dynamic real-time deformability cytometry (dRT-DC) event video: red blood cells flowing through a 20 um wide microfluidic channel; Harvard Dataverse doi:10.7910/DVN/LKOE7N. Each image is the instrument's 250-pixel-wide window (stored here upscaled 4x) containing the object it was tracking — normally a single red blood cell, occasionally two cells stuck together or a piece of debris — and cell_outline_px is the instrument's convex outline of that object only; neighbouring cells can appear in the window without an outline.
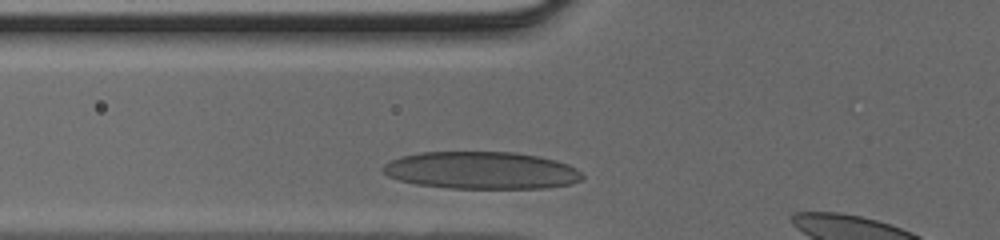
{"species": "human", "species_latin": "Homo sapiens", "temperature_condition": "cold", "stored_images_in_passage": 22, "camera_frame_rate_fps": 3000, "um_per_image_px": 0.085, "donor": {"sex": "male"}, "frame": {"image": 1, "passage_image": 2, "time_ms": 0.333, "image_size_px": [1000, 240], "cell_outline_px": [[584, 176], [580, 180], [572, 184], [548, 188], [448, 188], [416, 184], [400, 180], [388, 176], [380, 168], [384, 164], [400, 156], [420, 152], [516, 152], [556, 160], [568, 164], [576, 168]], "centroid_in_image_um": [40.92, 14.48], "position_along_channel_um": 84.9, "area_um2": 43.52}}
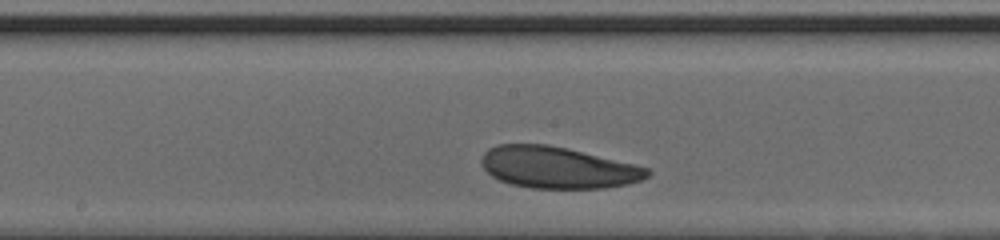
{"frame": {"image": 2, "passage_image": 10, "time_ms": 3.0, "image_size_px": [1000, 240], "cell_outline_px": [[652, 172], [648, 176], [640, 180], [628, 184], [604, 188], [532, 188], [512, 184], [500, 180], [492, 176], [480, 164], [480, 160], [484, 152], [488, 148], [496, 144], [548, 144], [568, 148], [636, 164], [648, 168]], "centroid_in_image_um": [47.41, 14.23], "position_along_channel_um": 200.8, "area_um2": 40.4}}
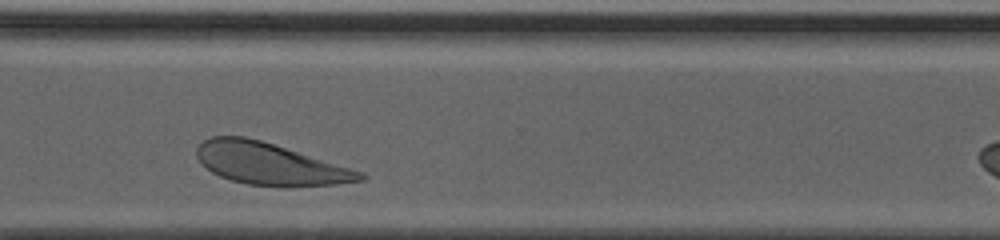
{"frame": {"image": 3, "passage_image": 20, "time_ms": 6.333, "image_size_px": [1000, 240], "cell_outline_px": [[368, 176], [364, 180], [336, 184], [284, 188], [248, 184], [232, 180], [220, 176], [212, 172], [196, 156], [196, 148], [204, 140], [212, 136], [244, 136], [260, 140], [364, 172]], "centroid_in_image_um": [22.96, 13.95], "position_along_channel_um": 347.6, "area_um2": 39.77}}